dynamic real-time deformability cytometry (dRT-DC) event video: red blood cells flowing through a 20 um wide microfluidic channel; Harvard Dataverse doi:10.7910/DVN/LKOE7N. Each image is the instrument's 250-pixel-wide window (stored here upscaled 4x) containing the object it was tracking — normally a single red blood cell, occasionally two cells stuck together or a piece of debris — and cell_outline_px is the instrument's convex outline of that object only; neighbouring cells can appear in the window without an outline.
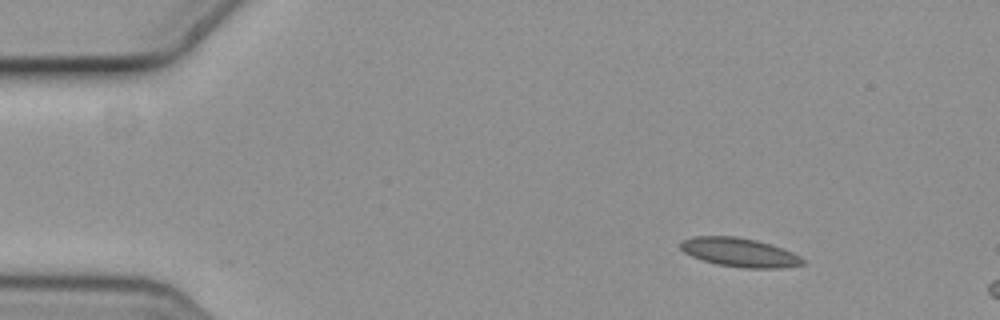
{"species": "common noctule bat (a hibernating species)", "species_latin": "Nyctalus noctula", "temperature_condition": "cold", "stored_images_in_passage": 4, "camera_frame_rate_fps": 3000, "um_per_image_px": 0.085, "animal": {"sex": "female", "body_mass_g": 19.3, "forearm_length_mm": 54.1}, "frame": {"image": 1, "passage_image": 2, "time_ms": 0.333, "image_size_px": [1000, 320], "cell_outline_px": [[804, 264], [780, 268], [744, 268], [716, 264], [692, 256], [684, 252], [680, 248], [680, 240], [696, 236], [736, 236], [756, 240], [772, 244], [792, 252], [800, 256], [804, 260]], "centroid_in_image_um": [62.85, 21.44], "position_along_channel_um": 22.1, "area_um2": 20.58}}